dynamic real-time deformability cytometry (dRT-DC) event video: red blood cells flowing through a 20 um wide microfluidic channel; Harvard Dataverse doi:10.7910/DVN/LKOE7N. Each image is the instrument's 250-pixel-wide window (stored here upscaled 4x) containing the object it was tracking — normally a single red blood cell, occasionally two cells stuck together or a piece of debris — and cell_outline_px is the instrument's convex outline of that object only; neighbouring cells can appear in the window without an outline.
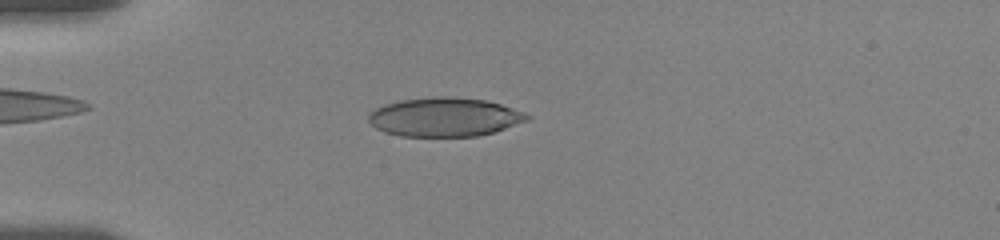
{"species": "human", "species_latin": "Homo sapiens", "temperature_condition": "room temperature", "stored_images_in_passage": 52, "camera_frame_rate_fps": 3000, "um_per_image_px": 0.085, "donor": {"sex": "female"}, "frame": {"image": 1, "passage_image": 11, "time_ms": 3.333, "image_size_px": [1000, 240], "cell_outline_px": [[532, 116], [528, 120], [492, 132], [476, 136], [400, 136], [384, 132], [376, 128], [368, 120], [368, 116], [376, 108], [384, 104], [400, 100], [436, 96], [448, 96], [488, 100], [524, 112]], "centroid_in_image_um": [37.78, 9.94], "position_along_channel_um": 47.2, "area_um2": 35.84}}
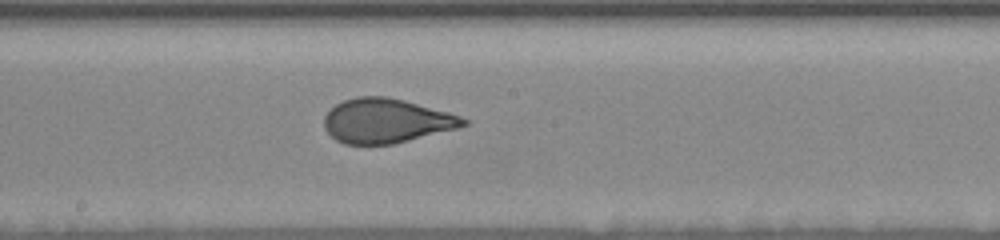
{"frame": {"image": 2, "passage_image": 27, "time_ms": 8.667, "image_size_px": [1000, 240], "cell_outline_px": [[468, 124], [456, 128], [392, 144], [344, 144], [336, 140], [324, 128], [324, 116], [336, 104], [344, 100], [356, 96], [388, 96], [404, 100], [448, 112], [460, 116], [468, 120]], "centroid_in_image_um": [32.8, 10.26], "position_along_channel_um": 215.4, "area_um2": 35.72}}
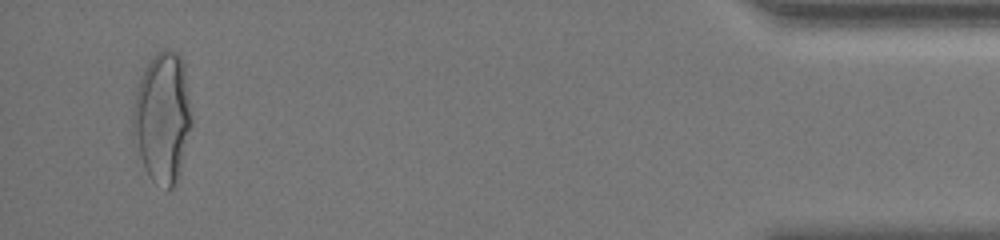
{"frame": {"image": 3, "passage_image": 50, "time_ms": 16.333, "image_size_px": [1000, 240], "cell_outline_px": [[192, 124], [180, 176], [176, 184], [172, 188], [168, 188], [152, 180], [144, 168], [132, 132], [132, 104], [144, 68], [156, 52], [164, 48], [172, 48], [180, 56], [184, 64], [192, 120]], "centroid_in_image_um": [13.82, 9.97], "position_along_channel_um": 421.4, "area_um2": 44.97}, "authors_computed_cell_mechanics": {"area_um2": 36.5585, "velocity_mm_per_s": 3.5584, "shape_relaxation_time_tau1_ms": 5.1969, "shape_relaxation_time_tau2_ms": null, "deformation_change_tau1": 0.1734, "deformation_change_tau2": null}}